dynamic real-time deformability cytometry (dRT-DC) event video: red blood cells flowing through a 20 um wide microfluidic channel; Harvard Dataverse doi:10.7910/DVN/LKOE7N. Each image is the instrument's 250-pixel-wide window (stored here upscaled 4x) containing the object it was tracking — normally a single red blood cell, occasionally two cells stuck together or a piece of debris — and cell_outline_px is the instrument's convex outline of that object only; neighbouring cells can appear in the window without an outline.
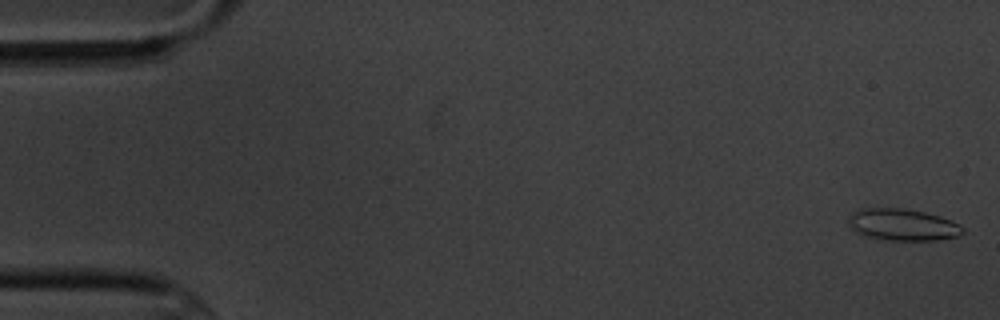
{"species": "common noctule bat (a hibernating species)", "species_latin": "Nyctalus noctula", "temperature_condition": "cold", "stored_images_in_passage": 5, "segment_of_instrument_passage": [1, 2], "camera_frame_rate_fps": 3000, "um_per_image_px": 0.085, "animal": {"sex": "male", "body_mass_g": 20.1, "forearm_length_mm": 53.5}, "frame": {"image": 1, "passage_image": 1, "time_ms": 0.0, "image_size_px": [1000, 320], "cell_outline_px": [[964, 232], [956, 236], [940, 240], [888, 240], [864, 236], [856, 232], [848, 224], [848, 216], [852, 212], [864, 208], [904, 208], [924, 212], [940, 216], [952, 220], [960, 224], [964, 228]], "centroid_in_image_um": [76.72, 19.1], "position_along_channel_um": 8.3, "area_um2": 21.33}}